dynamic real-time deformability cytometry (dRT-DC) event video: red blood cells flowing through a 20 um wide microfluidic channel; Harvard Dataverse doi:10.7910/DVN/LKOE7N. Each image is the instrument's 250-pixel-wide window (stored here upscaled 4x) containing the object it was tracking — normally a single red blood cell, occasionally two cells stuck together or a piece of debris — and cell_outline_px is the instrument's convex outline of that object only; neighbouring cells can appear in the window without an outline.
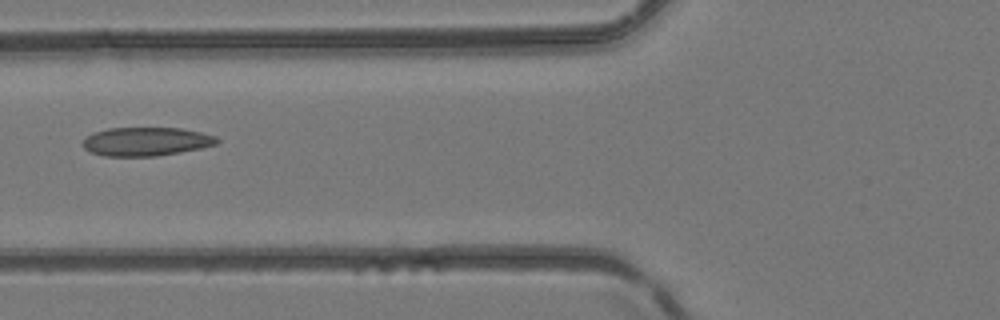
{"species": "common noctule bat (a hibernating species)", "species_latin": "Nyctalus noctula", "temperature_condition": "room temperature", "stored_images_in_passage": 5, "camera_frame_rate_fps": 3000, "um_per_image_px": 0.085, "animal": {"sex": "female", "body_mass_g": 24.6, "forearm_length_mm": 56.2}, "frame": {"image": 1, "passage_image": 5, "time_ms": 1.333, "image_size_px": [1000, 320], "cell_outline_px": [[220, 140], [216, 144], [200, 148], [180, 152], [156, 156], [104, 156], [92, 152], [84, 148], [80, 144], [84, 136], [92, 132], [108, 128], [180, 128], [200, 132], [216, 136]], "centroid_in_image_um": [12.36, 12.02], "position_along_channel_um": 113.4, "area_um2": 22.54}}